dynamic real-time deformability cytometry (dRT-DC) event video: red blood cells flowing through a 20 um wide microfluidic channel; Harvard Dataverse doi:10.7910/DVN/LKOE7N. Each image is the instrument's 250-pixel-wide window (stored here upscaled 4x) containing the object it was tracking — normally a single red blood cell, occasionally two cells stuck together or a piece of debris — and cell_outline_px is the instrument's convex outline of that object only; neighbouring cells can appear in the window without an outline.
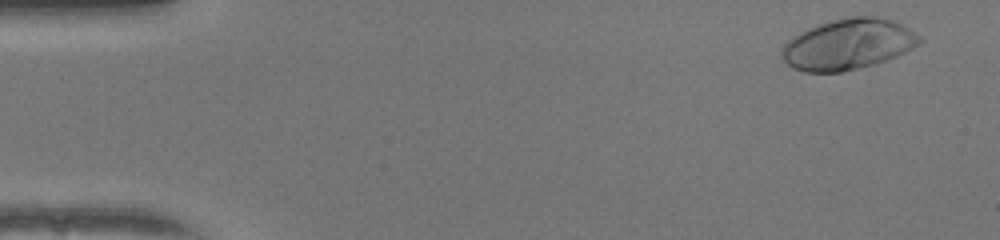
{"species": "human", "species_latin": "Homo sapiens", "temperature_condition": "warm", "stored_images_in_passage": 51, "camera_frame_rate_fps": 3000, "um_per_image_px": 0.085, "donor": {"sex": "female"}, "frame": {"image": 1, "passage_image": 3, "time_ms": 0.667, "image_size_px": [1000, 240], "cell_outline_px": [[924, 40], [920, 44], [896, 56], [876, 64], [860, 68], [840, 72], [804, 72], [792, 68], [784, 60], [780, 52], [784, 44], [788, 40], [800, 32], [808, 28], [832, 20], [848, 16], [876, 16], [900, 24], [908, 28], [920, 36]], "centroid_in_image_um": [72.08, 3.77], "position_along_channel_um": 12.9, "area_um2": 40.63}}
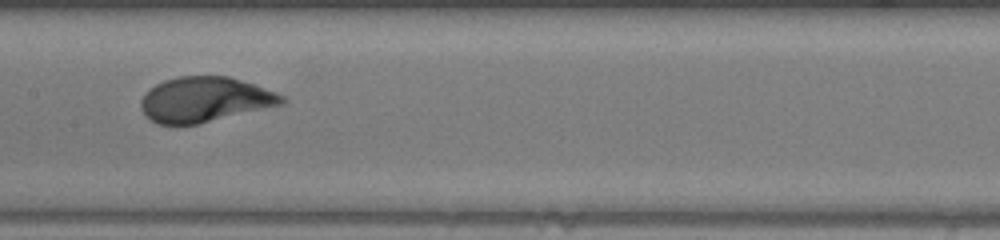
{"frame": {"image": 2, "passage_image": 26, "time_ms": 8.333, "image_size_px": [1000, 240], "cell_outline_px": [[288, 100], [284, 104], [196, 124], [160, 124], [144, 116], [140, 108], [140, 100], [144, 92], [156, 84], [164, 80], [180, 76], [228, 76], [276, 92], [284, 96]], "centroid_in_image_um": [17.38, 8.45], "position_along_channel_um": 190.0, "area_um2": 36.88}}
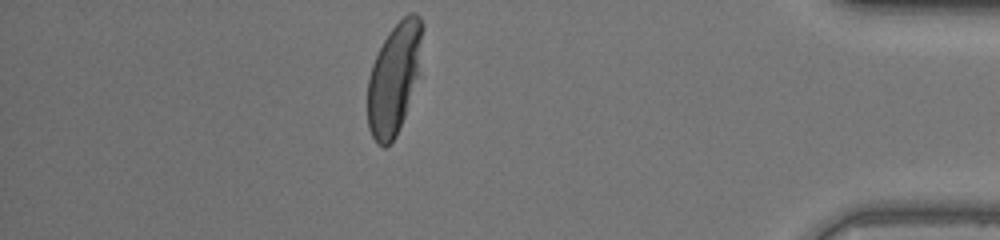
{"frame": {"image": 3, "passage_image": 45, "time_ms": 14.667, "image_size_px": [1000, 240], "cell_outline_px": [[424, 28], [416, 76], [404, 116], [396, 136], [384, 148], [376, 144], [368, 128], [368, 76], [372, 64], [388, 32], [408, 12], [416, 12], [420, 16], [424, 24]], "centroid_in_image_um": [33.47, 6.63], "position_along_channel_um": 401.7, "area_um2": 34.8}, "authors_computed_cell_mechanics": {"area_um2": 37.1654, "velocity_mm_per_s": 4.0218, "shape_relaxation_time_tau1_ms": 3.4743, "shape_relaxation_time_tau2_ms": null, "deformation_change_tau1": 0.2052, "deformation_change_tau2": null}}